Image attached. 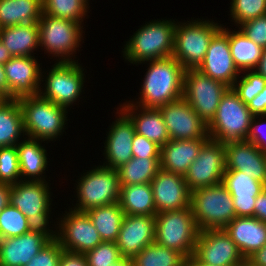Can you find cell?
<instances>
[{
	"instance_id": "30bf717a",
	"label": "cell",
	"mask_w": 266,
	"mask_h": 266,
	"mask_svg": "<svg viewBox=\"0 0 266 266\" xmlns=\"http://www.w3.org/2000/svg\"><path fill=\"white\" fill-rule=\"evenodd\" d=\"M155 242L174 249L186 258L193 255L199 229L191 210L187 207L177 211L159 212L155 215Z\"/></svg>"
},
{
	"instance_id": "e575fe53",
	"label": "cell",
	"mask_w": 266,
	"mask_h": 266,
	"mask_svg": "<svg viewBox=\"0 0 266 266\" xmlns=\"http://www.w3.org/2000/svg\"><path fill=\"white\" fill-rule=\"evenodd\" d=\"M160 169V158L132 157L117 169L120 185L150 183Z\"/></svg>"
},
{
	"instance_id": "9f6ffc18",
	"label": "cell",
	"mask_w": 266,
	"mask_h": 266,
	"mask_svg": "<svg viewBox=\"0 0 266 266\" xmlns=\"http://www.w3.org/2000/svg\"><path fill=\"white\" fill-rule=\"evenodd\" d=\"M183 266H211L204 264L202 262H199L193 255L186 258Z\"/></svg>"
},
{
	"instance_id": "484cf974",
	"label": "cell",
	"mask_w": 266,
	"mask_h": 266,
	"mask_svg": "<svg viewBox=\"0 0 266 266\" xmlns=\"http://www.w3.org/2000/svg\"><path fill=\"white\" fill-rule=\"evenodd\" d=\"M46 144V141L25 137L16 145L21 181H50L46 176L50 165Z\"/></svg>"
},
{
	"instance_id": "2e32d148",
	"label": "cell",
	"mask_w": 266,
	"mask_h": 266,
	"mask_svg": "<svg viewBox=\"0 0 266 266\" xmlns=\"http://www.w3.org/2000/svg\"><path fill=\"white\" fill-rule=\"evenodd\" d=\"M158 109L171 140L209 139L207 125L183 97Z\"/></svg>"
},
{
	"instance_id": "7a4b0ae2",
	"label": "cell",
	"mask_w": 266,
	"mask_h": 266,
	"mask_svg": "<svg viewBox=\"0 0 266 266\" xmlns=\"http://www.w3.org/2000/svg\"><path fill=\"white\" fill-rule=\"evenodd\" d=\"M175 20L177 19H150L139 26L122 46L121 56L125 62L139 66L144 62L172 56Z\"/></svg>"
},
{
	"instance_id": "603a6c76",
	"label": "cell",
	"mask_w": 266,
	"mask_h": 266,
	"mask_svg": "<svg viewBox=\"0 0 266 266\" xmlns=\"http://www.w3.org/2000/svg\"><path fill=\"white\" fill-rule=\"evenodd\" d=\"M222 183L231 194L236 217H254L256 197L266 185L237 170H226Z\"/></svg>"
},
{
	"instance_id": "d6986e66",
	"label": "cell",
	"mask_w": 266,
	"mask_h": 266,
	"mask_svg": "<svg viewBox=\"0 0 266 266\" xmlns=\"http://www.w3.org/2000/svg\"><path fill=\"white\" fill-rule=\"evenodd\" d=\"M55 228L34 227L0 242V266H25L54 238Z\"/></svg>"
},
{
	"instance_id": "4fadbf2b",
	"label": "cell",
	"mask_w": 266,
	"mask_h": 266,
	"mask_svg": "<svg viewBox=\"0 0 266 266\" xmlns=\"http://www.w3.org/2000/svg\"><path fill=\"white\" fill-rule=\"evenodd\" d=\"M228 89L224 83L202 74L197 69L185 70L183 98L206 125L215 116L219 102Z\"/></svg>"
},
{
	"instance_id": "6da1fadb",
	"label": "cell",
	"mask_w": 266,
	"mask_h": 266,
	"mask_svg": "<svg viewBox=\"0 0 266 266\" xmlns=\"http://www.w3.org/2000/svg\"><path fill=\"white\" fill-rule=\"evenodd\" d=\"M147 64L144 78L141 79L139 93L129 103L144 108H159L183 97L185 69L173 57H165Z\"/></svg>"
},
{
	"instance_id": "9c48e42d",
	"label": "cell",
	"mask_w": 266,
	"mask_h": 266,
	"mask_svg": "<svg viewBox=\"0 0 266 266\" xmlns=\"http://www.w3.org/2000/svg\"><path fill=\"white\" fill-rule=\"evenodd\" d=\"M191 210L199 231L224 229L236 217L233 199L222 182L192 191Z\"/></svg>"
},
{
	"instance_id": "ffe728a7",
	"label": "cell",
	"mask_w": 266,
	"mask_h": 266,
	"mask_svg": "<svg viewBox=\"0 0 266 266\" xmlns=\"http://www.w3.org/2000/svg\"><path fill=\"white\" fill-rule=\"evenodd\" d=\"M41 65L38 56L12 57L4 64L8 99L38 95L41 86Z\"/></svg>"
},
{
	"instance_id": "d4e9b609",
	"label": "cell",
	"mask_w": 266,
	"mask_h": 266,
	"mask_svg": "<svg viewBox=\"0 0 266 266\" xmlns=\"http://www.w3.org/2000/svg\"><path fill=\"white\" fill-rule=\"evenodd\" d=\"M118 107L133 122L135 133L140 134L158 146H164L169 140V134L162 114L158 108H144L129 103L127 100Z\"/></svg>"
},
{
	"instance_id": "b9f144b4",
	"label": "cell",
	"mask_w": 266,
	"mask_h": 266,
	"mask_svg": "<svg viewBox=\"0 0 266 266\" xmlns=\"http://www.w3.org/2000/svg\"><path fill=\"white\" fill-rule=\"evenodd\" d=\"M88 266H111L122 258L116 242H102L86 252Z\"/></svg>"
},
{
	"instance_id": "60d3db41",
	"label": "cell",
	"mask_w": 266,
	"mask_h": 266,
	"mask_svg": "<svg viewBox=\"0 0 266 266\" xmlns=\"http://www.w3.org/2000/svg\"><path fill=\"white\" fill-rule=\"evenodd\" d=\"M21 181L16 146L0 147V183L15 184Z\"/></svg>"
},
{
	"instance_id": "7c38bea8",
	"label": "cell",
	"mask_w": 266,
	"mask_h": 266,
	"mask_svg": "<svg viewBox=\"0 0 266 266\" xmlns=\"http://www.w3.org/2000/svg\"><path fill=\"white\" fill-rule=\"evenodd\" d=\"M64 212L58 215L60 217H55L57 224L54 230V238L63 250L85 254L103 242L86 212L70 207Z\"/></svg>"
},
{
	"instance_id": "f546056e",
	"label": "cell",
	"mask_w": 266,
	"mask_h": 266,
	"mask_svg": "<svg viewBox=\"0 0 266 266\" xmlns=\"http://www.w3.org/2000/svg\"><path fill=\"white\" fill-rule=\"evenodd\" d=\"M25 137L23 113L18 99H5L0 104V147L16 146Z\"/></svg>"
},
{
	"instance_id": "db71d44e",
	"label": "cell",
	"mask_w": 266,
	"mask_h": 266,
	"mask_svg": "<svg viewBox=\"0 0 266 266\" xmlns=\"http://www.w3.org/2000/svg\"><path fill=\"white\" fill-rule=\"evenodd\" d=\"M254 70L266 79V48H263L262 56Z\"/></svg>"
},
{
	"instance_id": "1f68e13d",
	"label": "cell",
	"mask_w": 266,
	"mask_h": 266,
	"mask_svg": "<svg viewBox=\"0 0 266 266\" xmlns=\"http://www.w3.org/2000/svg\"><path fill=\"white\" fill-rule=\"evenodd\" d=\"M42 15V0H0V26L36 23Z\"/></svg>"
},
{
	"instance_id": "94428289",
	"label": "cell",
	"mask_w": 266,
	"mask_h": 266,
	"mask_svg": "<svg viewBox=\"0 0 266 266\" xmlns=\"http://www.w3.org/2000/svg\"><path fill=\"white\" fill-rule=\"evenodd\" d=\"M5 99L0 95V104L4 101Z\"/></svg>"
},
{
	"instance_id": "cb8c5ba5",
	"label": "cell",
	"mask_w": 266,
	"mask_h": 266,
	"mask_svg": "<svg viewBox=\"0 0 266 266\" xmlns=\"http://www.w3.org/2000/svg\"><path fill=\"white\" fill-rule=\"evenodd\" d=\"M226 170H237L266 185V153L252 142L243 141L224 145Z\"/></svg>"
},
{
	"instance_id": "bcb514c9",
	"label": "cell",
	"mask_w": 266,
	"mask_h": 266,
	"mask_svg": "<svg viewBox=\"0 0 266 266\" xmlns=\"http://www.w3.org/2000/svg\"><path fill=\"white\" fill-rule=\"evenodd\" d=\"M247 141L266 153V115L252 117Z\"/></svg>"
},
{
	"instance_id": "836d02e7",
	"label": "cell",
	"mask_w": 266,
	"mask_h": 266,
	"mask_svg": "<svg viewBox=\"0 0 266 266\" xmlns=\"http://www.w3.org/2000/svg\"><path fill=\"white\" fill-rule=\"evenodd\" d=\"M102 241L116 242L125 216L119 202L93 208L86 212Z\"/></svg>"
},
{
	"instance_id": "6f0895ef",
	"label": "cell",
	"mask_w": 266,
	"mask_h": 266,
	"mask_svg": "<svg viewBox=\"0 0 266 266\" xmlns=\"http://www.w3.org/2000/svg\"><path fill=\"white\" fill-rule=\"evenodd\" d=\"M111 266H133V263L131 258L122 257L120 260L113 263Z\"/></svg>"
},
{
	"instance_id": "4316f807",
	"label": "cell",
	"mask_w": 266,
	"mask_h": 266,
	"mask_svg": "<svg viewBox=\"0 0 266 266\" xmlns=\"http://www.w3.org/2000/svg\"><path fill=\"white\" fill-rule=\"evenodd\" d=\"M224 230L245 259L266 245V223L255 217H235Z\"/></svg>"
},
{
	"instance_id": "f35d334b",
	"label": "cell",
	"mask_w": 266,
	"mask_h": 266,
	"mask_svg": "<svg viewBox=\"0 0 266 266\" xmlns=\"http://www.w3.org/2000/svg\"><path fill=\"white\" fill-rule=\"evenodd\" d=\"M229 4L231 27L266 14V0H231Z\"/></svg>"
},
{
	"instance_id": "680465c9",
	"label": "cell",
	"mask_w": 266,
	"mask_h": 266,
	"mask_svg": "<svg viewBox=\"0 0 266 266\" xmlns=\"http://www.w3.org/2000/svg\"><path fill=\"white\" fill-rule=\"evenodd\" d=\"M236 266H253L247 259H245L240 264H237Z\"/></svg>"
},
{
	"instance_id": "11a10c76",
	"label": "cell",
	"mask_w": 266,
	"mask_h": 266,
	"mask_svg": "<svg viewBox=\"0 0 266 266\" xmlns=\"http://www.w3.org/2000/svg\"><path fill=\"white\" fill-rule=\"evenodd\" d=\"M11 58L12 55L10 54L8 49L4 46V44L0 41V63L6 64Z\"/></svg>"
},
{
	"instance_id": "91938a15",
	"label": "cell",
	"mask_w": 266,
	"mask_h": 266,
	"mask_svg": "<svg viewBox=\"0 0 266 266\" xmlns=\"http://www.w3.org/2000/svg\"><path fill=\"white\" fill-rule=\"evenodd\" d=\"M83 1H85L91 7V5H90L91 0H83Z\"/></svg>"
},
{
	"instance_id": "83f0119b",
	"label": "cell",
	"mask_w": 266,
	"mask_h": 266,
	"mask_svg": "<svg viewBox=\"0 0 266 266\" xmlns=\"http://www.w3.org/2000/svg\"><path fill=\"white\" fill-rule=\"evenodd\" d=\"M208 139L169 140L161 147L160 168L184 176Z\"/></svg>"
},
{
	"instance_id": "681fc988",
	"label": "cell",
	"mask_w": 266,
	"mask_h": 266,
	"mask_svg": "<svg viewBox=\"0 0 266 266\" xmlns=\"http://www.w3.org/2000/svg\"><path fill=\"white\" fill-rule=\"evenodd\" d=\"M254 217L266 223V188L256 197Z\"/></svg>"
},
{
	"instance_id": "9a60e30c",
	"label": "cell",
	"mask_w": 266,
	"mask_h": 266,
	"mask_svg": "<svg viewBox=\"0 0 266 266\" xmlns=\"http://www.w3.org/2000/svg\"><path fill=\"white\" fill-rule=\"evenodd\" d=\"M193 256L211 266H236L245 260L224 229L199 231Z\"/></svg>"
},
{
	"instance_id": "f907efd6",
	"label": "cell",
	"mask_w": 266,
	"mask_h": 266,
	"mask_svg": "<svg viewBox=\"0 0 266 266\" xmlns=\"http://www.w3.org/2000/svg\"><path fill=\"white\" fill-rule=\"evenodd\" d=\"M247 260L253 266H266V245L261 249L255 251L252 255H250Z\"/></svg>"
},
{
	"instance_id": "4dcf8cb0",
	"label": "cell",
	"mask_w": 266,
	"mask_h": 266,
	"mask_svg": "<svg viewBox=\"0 0 266 266\" xmlns=\"http://www.w3.org/2000/svg\"><path fill=\"white\" fill-rule=\"evenodd\" d=\"M119 204L125 215L157 214L150 183L121 186Z\"/></svg>"
},
{
	"instance_id": "5b68a950",
	"label": "cell",
	"mask_w": 266,
	"mask_h": 266,
	"mask_svg": "<svg viewBox=\"0 0 266 266\" xmlns=\"http://www.w3.org/2000/svg\"><path fill=\"white\" fill-rule=\"evenodd\" d=\"M80 63L81 61L54 62L46 72L42 68L38 94L56 105L71 110L73 104L77 105L81 99L84 100L85 96L82 94L86 93L84 83L87 81V71Z\"/></svg>"
},
{
	"instance_id": "277c9868",
	"label": "cell",
	"mask_w": 266,
	"mask_h": 266,
	"mask_svg": "<svg viewBox=\"0 0 266 266\" xmlns=\"http://www.w3.org/2000/svg\"><path fill=\"white\" fill-rule=\"evenodd\" d=\"M39 26L40 50L54 62H77L76 55L84 43L86 25L49 14L41 15ZM84 34V35H83ZM46 52V53H45ZM52 57V58H51Z\"/></svg>"
},
{
	"instance_id": "e0dca14e",
	"label": "cell",
	"mask_w": 266,
	"mask_h": 266,
	"mask_svg": "<svg viewBox=\"0 0 266 266\" xmlns=\"http://www.w3.org/2000/svg\"><path fill=\"white\" fill-rule=\"evenodd\" d=\"M196 69L202 74L224 83L229 88L239 78L241 72L231 56L228 26L223 24L213 36L203 61Z\"/></svg>"
},
{
	"instance_id": "7dc6e473",
	"label": "cell",
	"mask_w": 266,
	"mask_h": 266,
	"mask_svg": "<svg viewBox=\"0 0 266 266\" xmlns=\"http://www.w3.org/2000/svg\"><path fill=\"white\" fill-rule=\"evenodd\" d=\"M59 266H88V262L84 254L63 250Z\"/></svg>"
},
{
	"instance_id": "ab89813d",
	"label": "cell",
	"mask_w": 266,
	"mask_h": 266,
	"mask_svg": "<svg viewBox=\"0 0 266 266\" xmlns=\"http://www.w3.org/2000/svg\"><path fill=\"white\" fill-rule=\"evenodd\" d=\"M265 86L266 79L262 75L255 70H246L241 72L231 88L243 103L248 104Z\"/></svg>"
},
{
	"instance_id": "8992f818",
	"label": "cell",
	"mask_w": 266,
	"mask_h": 266,
	"mask_svg": "<svg viewBox=\"0 0 266 266\" xmlns=\"http://www.w3.org/2000/svg\"><path fill=\"white\" fill-rule=\"evenodd\" d=\"M90 170L83 171L75 180L76 193L73 197L71 209L87 212L93 208L117 203L120 201V179L116 169L102 164L94 165Z\"/></svg>"
},
{
	"instance_id": "ac0fdd59",
	"label": "cell",
	"mask_w": 266,
	"mask_h": 266,
	"mask_svg": "<svg viewBox=\"0 0 266 266\" xmlns=\"http://www.w3.org/2000/svg\"><path fill=\"white\" fill-rule=\"evenodd\" d=\"M115 109V120L110 123L109 129L107 128V137L103 141L104 161L100 164L117 170L133 157L132 142L135 128L130 118L118 106Z\"/></svg>"
},
{
	"instance_id": "3957f363",
	"label": "cell",
	"mask_w": 266,
	"mask_h": 266,
	"mask_svg": "<svg viewBox=\"0 0 266 266\" xmlns=\"http://www.w3.org/2000/svg\"><path fill=\"white\" fill-rule=\"evenodd\" d=\"M18 102L23 113L26 137L54 143L56 140L60 141L64 133L66 135L70 110L39 94L18 98Z\"/></svg>"
},
{
	"instance_id": "f1b7e54d",
	"label": "cell",
	"mask_w": 266,
	"mask_h": 266,
	"mask_svg": "<svg viewBox=\"0 0 266 266\" xmlns=\"http://www.w3.org/2000/svg\"><path fill=\"white\" fill-rule=\"evenodd\" d=\"M0 41L12 57L35 56L40 49L38 23H26L1 29Z\"/></svg>"
},
{
	"instance_id": "ee69618b",
	"label": "cell",
	"mask_w": 266,
	"mask_h": 266,
	"mask_svg": "<svg viewBox=\"0 0 266 266\" xmlns=\"http://www.w3.org/2000/svg\"><path fill=\"white\" fill-rule=\"evenodd\" d=\"M237 28L255 44L266 48V14L245 21Z\"/></svg>"
},
{
	"instance_id": "d6a6232c",
	"label": "cell",
	"mask_w": 266,
	"mask_h": 266,
	"mask_svg": "<svg viewBox=\"0 0 266 266\" xmlns=\"http://www.w3.org/2000/svg\"><path fill=\"white\" fill-rule=\"evenodd\" d=\"M228 40L231 56L238 70H254L262 56L263 48L245 36L239 28H228Z\"/></svg>"
},
{
	"instance_id": "52a82bcc",
	"label": "cell",
	"mask_w": 266,
	"mask_h": 266,
	"mask_svg": "<svg viewBox=\"0 0 266 266\" xmlns=\"http://www.w3.org/2000/svg\"><path fill=\"white\" fill-rule=\"evenodd\" d=\"M223 24L206 18L176 20L172 56L186 69H196L203 61L213 36Z\"/></svg>"
},
{
	"instance_id": "7402d4cb",
	"label": "cell",
	"mask_w": 266,
	"mask_h": 266,
	"mask_svg": "<svg viewBox=\"0 0 266 266\" xmlns=\"http://www.w3.org/2000/svg\"><path fill=\"white\" fill-rule=\"evenodd\" d=\"M155 216L125 215L116 241L122 257L133 258L155 242Z\"/></svg>"
},
{
	"instance_id": "ba28073f",
	"label": "cell",
	"mask_w": 266,
	"mask_h": 266,
	"mask_svg": "<svg viewBox=\"0 0 266 266\" xmlns=\"http://www.w3.org/2000/svg\"><path fill=\"white\" fill-rule=\"evenodd\" d=\"M253 115L232 88L222 96L215 116L207 125L209 138L222 143L247 141Z\"/></svg>"
},
{
	"instance_id": "c3c4849f",
	"label": "cell",
	"mask_w": 266,
	"mask_h": 266,
	"mask_svg": "<svg viewBox=\"0 0 266 266\" xmlns=\"http://www.w3.org/2000/svg\"><path fill=\"white\" fill-rule=\"evenodd\" d=\"M247 107L253 116L266 115V86L247 104Z\"/></svg>"
},
{
	"instance_id": "f6af8a7d",
	"label": "cell",
	"mask_w": 266,
	"mask_h": 266,
	"mask_svg": "<svg viewBox=\"0 0 266 266\" xmlns=\"http://www.w3.org/2000/svg\"><path fill=\"white\" fill-rule=\"evenodd\" d=\"M132 144L133 157L160 158L161 147L144 136L135 133Z\"/></svg>"
},
{
	"instance_id": "8fae6325",
	"label": "cell",
	"mask_w": 266,
	"mask_h": 266,
	"mask_svg": "<svg viewBox=\"0 0 266 266\" xmlns=\"http://www.w3.org/2000/svg\"><path fill=\"white\" fill-rule=\"evenodd\" d=\"M50 182L19 181L11 185L10 204L18 208L35 227L55 228L56 222L52 219L55 215L51 216L55 205L52 204Z\"/></svg>"
},
{
	"instance_id": "44dd1931",
	"label": "cell",
	"mask_w": 266,
	"mask_h": 266,
	"mask_svg": "<svg viewBox=\"0 0 266 266\" xmlns=\"http://www.w3.org/2000/svg\"><path fill=\"white\" fill-rule=\"evenodd\" d=\"M150 184L156 213L191 207V190L184 176L160 168Z\"/></svg>"
},
{
	"instance_id": "d590c367",
	"label": "cell",
	"mask_w": 266,
	"mask_h": 266,
	"mask_svg": "<svg viewBox=\"0 0 266 266\" xmlns=\"http://www.w3.org/2000/svg\"><path fill=\"white\" fill-rule=\"evenodd\" d=\"M185 259L180 252L154 242L135 255L132 263L133 266H183Z\"/></svg>"
},
{
	"instance_id": "7bdbcfd3",
	"label": "cell",
	"mask_w": 266,
	"mask_h": 266,
	"mask_svg": "<svg viewBox=\"0 0 266 266\" xmlns=\"http://www.w3.org/2000/svg\"><path fill=\"white\" fill-rule=\"evenodd\" d=\"M62 251L63 248L59 242L53 238L25 266H59V260L62 255Z\"/></svg>"
},
{
	"instance_id": "816d5d0a",
	"label": "cell",
	"mask_w": 266,
	"mask_h": 266,
	"mask_svg": "<svg viewBox=\"0 0 266 266\" xmlns=\"http://www.w3.org/2000/svg\"><path fill=\"white\" fill-rule=\"evenodd\" d=\"M11 184L0 183V210L10 203Z\"/></svg>"
},
{
	"instance_id": "8d00e7d4",
	"label": "cell",
	"mask_w": 266,
	"mask_h": 266,
	"mask_svg": "<svg viewBox=\"0 0 266 266\" xmlns=\"http://www.w3.org/2000/svg\"><path fill=\"white\" fill-rule=\"evenodd\" d=\"M90 6L83 0H42V13L84 25L89 18Z\"/></svg>"
},
{
	"instance_id": "74e56055",
	"label": "cell",
	"mask_w": 266,
	"mask_h": 266,
	"mask_svg": "<svg viewBox=\"0 0 266 266\" xmlns=\"http://www.w3.org/2000/svg\"><path fill=\"white\" fill-rule=\"evenodd\" d=\"M34 227L27 217L10 203L0 212V236L2 239L18 237Z\"/></svg>"
},
{
	"instance_id": "5bb4252c",
	"label": "cell",
	"mask_w": 266,
	"mask_h": 266,
	"mask_svg": "<svg viewBox=\"0 0 266 266\" xmlns=\"http://www.w3.org/2000/svg\"><path fill=\"white\" fill-rule=\"evenodd\" d=\"M226 171V153L222 143L208 139L191 163L184 179L192 191L222 182Z\"/></svg>"
},
{
	"instance_id": "f5cc1de1",
	"label": "cell",
	"mask_w": 266,
	"mask_h": 266,
	"mask_svg": "<svg viewBox=\"0 0 266 266\" xmlns=\"http://www.w3.org/2000/svg\"><path fill=\"white\" fill-rule=\"evenodd\" d=\"M0 95L4 99H8V82L6 79V73L4 71V64L0 63Z\"/></svg>"
}]
</instances>
